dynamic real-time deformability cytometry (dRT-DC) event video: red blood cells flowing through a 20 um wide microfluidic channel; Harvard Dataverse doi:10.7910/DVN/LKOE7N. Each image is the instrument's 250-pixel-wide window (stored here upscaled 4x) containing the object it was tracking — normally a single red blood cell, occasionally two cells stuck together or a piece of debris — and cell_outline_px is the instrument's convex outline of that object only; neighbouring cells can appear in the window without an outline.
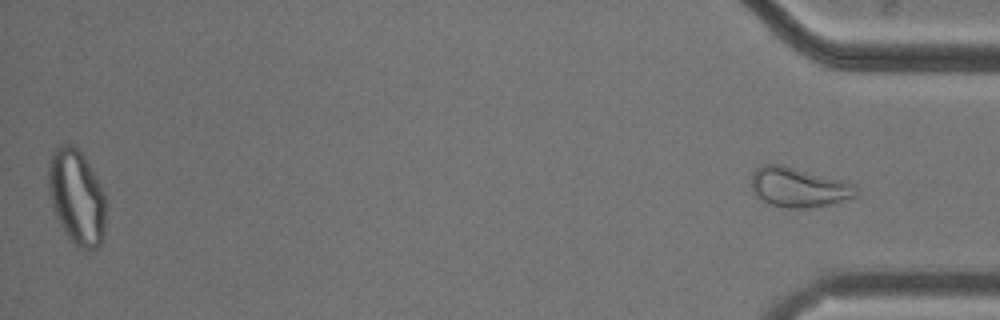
{"species": "common noctule bat (a hibernating species)", "species_latin": "Nyctalus noctula", "temperature_condition": "cold", "stored_images_in_passage": 54, "segment_of_instrument_passage": [2, 2], "camera_frame_rate_fps": 3000, "um_per_image_px": 0.085, "animal": {"sex": "male", "body_mass_g": 20.5, "forearm_length_mm": 52.5}, "frame": {"image": 1, "passage_image": 54, "time_ms": 17.667, "image_size_px": [1000, 320], "cell_outline_px": [[856, 196], [832, 204], [808, 208], [780, 208], [768, 204], [756, 196], [752, 188], [752, 172], [760, 164], [780, 164], [848, 180], [856, 184]], "centroid_in_image_um": [67.9, 15.91], "position_along_channel_um": 367.3, "area_um2": 24.8}}